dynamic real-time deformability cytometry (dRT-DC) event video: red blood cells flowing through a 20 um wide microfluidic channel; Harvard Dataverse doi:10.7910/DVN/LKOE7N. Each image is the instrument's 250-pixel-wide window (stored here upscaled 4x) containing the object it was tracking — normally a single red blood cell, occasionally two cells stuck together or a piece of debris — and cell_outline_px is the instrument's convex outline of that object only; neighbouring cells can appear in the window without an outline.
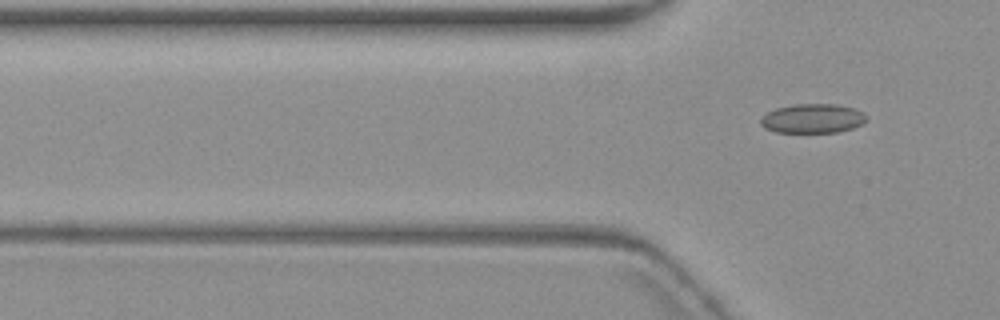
{"species": "common noctule bat (a hibernating species)", "species_latin": "Nyctalus noctula", "temperature_condition": "warm", "stored_images_in_passage": 6, "camera_frame_rate_fps": 3000, "um_per_image_px": 0.085, "animal": {"sex": "female", "body_mass_g": 19.3, "forearm_length_mm": 54.1}, "frame": {"image": 1, "passage_image": 6, "time_ms": 7.667, "image_size_px": [1000, 320], "cell_outline_px": [[868, 120], [852, 128], [836, 132], [776, 132], [764, 128], [760, 124], [760, 120], [768, 112], [776, 108], [796, 104], [836, 104], [852, 108], [864, 112], [868, 116]], "centroid_in_image_um": [69.09, 10.07], "position_along_channel_um": 56.7, "area_um2": 17.98}}